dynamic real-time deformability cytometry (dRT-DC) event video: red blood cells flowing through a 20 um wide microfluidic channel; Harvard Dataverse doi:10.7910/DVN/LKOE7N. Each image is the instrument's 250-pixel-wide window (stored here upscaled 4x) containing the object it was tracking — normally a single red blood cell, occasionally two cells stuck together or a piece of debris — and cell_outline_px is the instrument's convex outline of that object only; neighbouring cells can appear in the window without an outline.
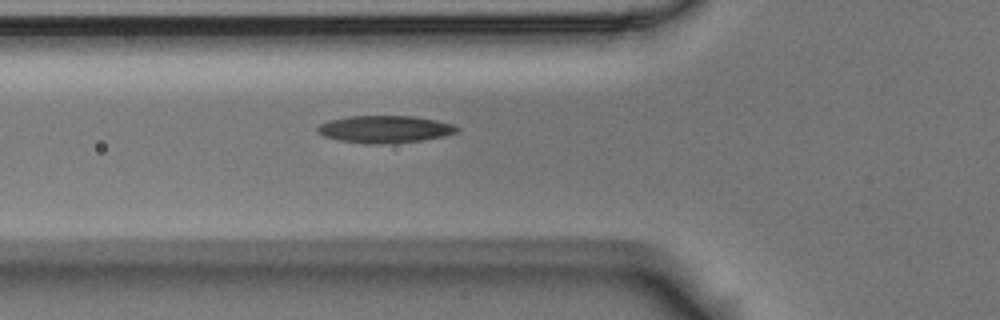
{"species": "Egyptian fruit bat (a non-hibernating species)", "species_latin": "Rousettus aegyptiacus", "temperature_condition": "room temperature", "stored_images_in_passage": 3, "camera_frame_rate_fps": 3000, "um_per_image_px": 0.085, "animal": {"sex": "male"}, "frame": {"image": 1, "passage_image": 3, "time_ms": 0.667, "image_size_px": [1000, 320], "cell_outline_px": [[460, 132], [444, 136], [424, 140], [384, 144], [364, 144], [336, 140], [324, 136], [316, 128], [320, 124], [328, 120], [348, 116], [416, 116], [436, 120], [452, 124], [460, 128]], "centroid_in_image_um": [32.73, 10.99], "position_along_channel_um": 93.1, "area_um2": 22.43}}